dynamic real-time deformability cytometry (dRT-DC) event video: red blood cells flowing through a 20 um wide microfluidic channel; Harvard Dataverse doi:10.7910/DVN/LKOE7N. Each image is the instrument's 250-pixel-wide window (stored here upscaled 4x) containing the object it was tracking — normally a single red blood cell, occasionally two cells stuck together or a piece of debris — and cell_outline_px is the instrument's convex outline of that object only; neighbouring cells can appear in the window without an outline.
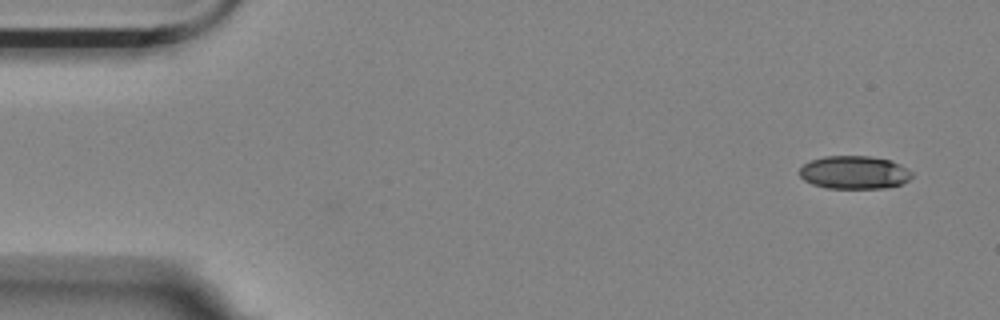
{"species": "Egyptian fruit bat (a non-hibernating species)", "species_latin": "Rousettus aegyptiacus", "temperature_condition": "room temperature", "stored_images_in_passage": 8, "camera_frame_rate_fps": 3000, "um_per_image_px": 0.085, "animal": {"sex": "female"}, "frame": {"image": 1, "passage_image": 8, "time_ms": 2.333, "image_size_px": [1000, 320], "cell_outline_px": [[912, 176], [908, 180], [900, 184], [884, 188], [828, 188], [812, 184], [804, 180], [800, 176], [800, 168], [804, 164], [812, 160], [824, 156], [872, 156], [892, 160], [900, 164], [912, 172]], "centroid_in_image_um": [72.62, 14.65], "position_along_channel_um": 12.4, "area_um2": 21.68}}